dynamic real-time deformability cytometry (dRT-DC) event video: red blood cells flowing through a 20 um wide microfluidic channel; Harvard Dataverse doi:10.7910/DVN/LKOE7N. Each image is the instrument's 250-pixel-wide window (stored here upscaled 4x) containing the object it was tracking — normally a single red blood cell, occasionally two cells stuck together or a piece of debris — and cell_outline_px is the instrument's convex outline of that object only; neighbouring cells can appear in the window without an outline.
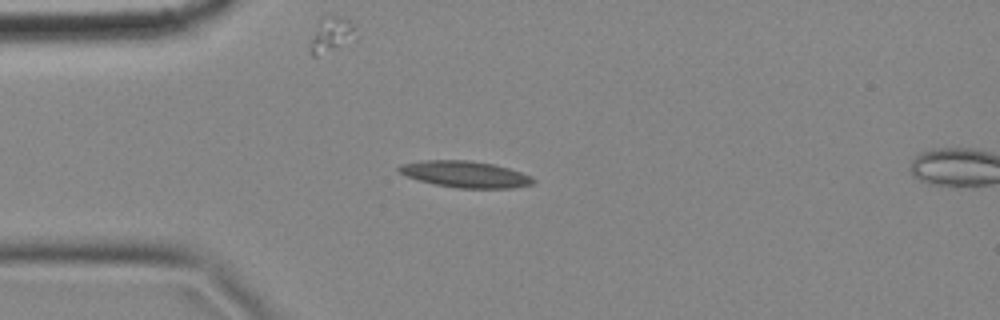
{"species": "common noctule bat (a hibernating species)", "species_latin": "Nyctalus noctula", "temperature_condition": "cold", "stored_images_in_passage": 6, "camera_frame_rate_fps": 3000, "um_per_image_px": 0.085, "animal": {"sex": "female", "body_mass_g": 18.4}, "frame": {"image": 1, "passage_image": 5, "time_ms": 1.333, "image_size_px": [1000, 320], "cell_outline_px": [[536, 184], [512, 188], [456, 188], [436, 184], [420, 180], [408, 176], [400, 172], [396, 168], [400, 164], [420, 160], [468, 160], [496, 164], [532, 176], [536, 180]], "centroid_in_image_um": [39.59, 14.8], "position_along_channel_um": 45.4, "area_um2": 20.81}}